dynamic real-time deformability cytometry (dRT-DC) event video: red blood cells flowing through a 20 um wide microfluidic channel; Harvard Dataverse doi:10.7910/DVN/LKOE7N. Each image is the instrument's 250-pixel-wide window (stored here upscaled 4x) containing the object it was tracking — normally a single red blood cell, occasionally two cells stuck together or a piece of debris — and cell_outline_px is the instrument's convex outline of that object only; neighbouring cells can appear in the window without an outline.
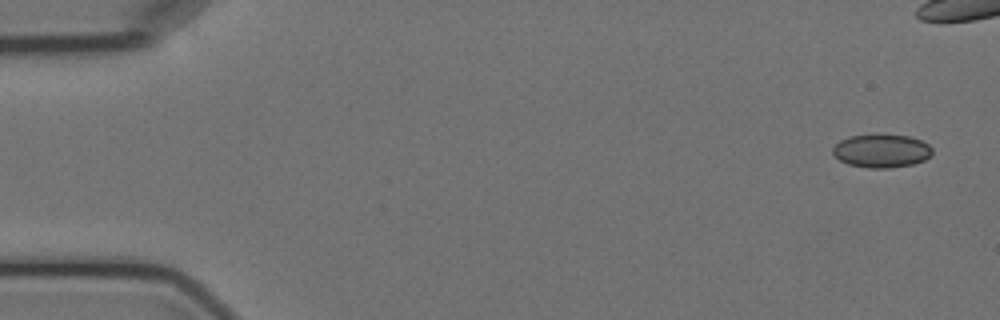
{"species": "Egyptian fruit bat (a non-hibernating species)", "species_latin": "Rousettus aegyptiacus", "temperature_condition": "cold", "stored_images_in_passage": 5, "camera_frame_rate_fps": 3000, "um_per_image_px": 0.085, "animal": {"sex": "female"}, "frame": {"image": 1, "passage_image": 1, "time_ms": 0.0, "image_size_px": [1000, 320], "cell_outline_px": [[932, 152], [924, 160], [912, 164], [888, 168], [868, 168], [848, 164], [840, 160], [832, 152], [832, 148], [840, 140], [848, 136], [876, 132], [908, 136], [920, 140], [928, 144], [932, 148]], "centroid_in_image_um": [74.89, 12.78], "position_along_channel_um": 10.1, "area_um2": 19.71}}